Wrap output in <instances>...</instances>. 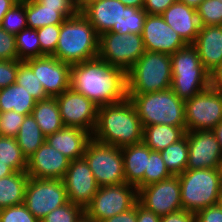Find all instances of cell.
<instances>
[{
    "instance_id": "obj_1",
    "label": "cell",
    "mask_w": 222,
    "mask_h": 222,
    "mask_svg": "<svg viewBox=\"0 0 222 222\" xmlns=\"http://www.w3.org/2000/svg\"><path fill=\"white\" fill-rule=\"evenodd\" d=\"M71 88L98 107L115 104L127 98L126 73L95 57L71 65Z\"/></svg>"
},
{
    "instance_id": "obj_2",
    "label": "cell",
    "mask_w": 222,
    "mask_h": 222,
    "mask_svg": "<svg viewBox=\"0 0 222 222\" xmlns=\"http://www.w3.org/2000/svg\"><path fill=\"white\" fill-rule=\"evenodd\" d=\"M92 138L120 148L143 141V126L129 98L98 107Z\"/></svg>"
},
{
    "instance_id": "obj_3",
    "label": "cell",
    "mask_w": 222,
    "mask_h": 222,
    "mask_svg": "<svg viewBox=\"0 0 222 222\" xmlns=\"http://www.w3.org/2000/svg\"><path fill=\"white\" fill-rule=\"evenodd\" d=\"M99 35L79 10L60 24L55 54L59 61L74 65L98 57Z\"/></svg>"
},
{
    "instance_id": "obj_4",
    "label": "cell",
    "mask_w": 222,
    "mask_h": 222,
    "mask_svg": "<svg viewBox=\"0 0 222 222\" xmlns=\"http://www.w3.org/2000/svg\"><path fill=\"white\" fill-rule=\"evenodd\" d=\"M135 107L142 126L163 124L186 127L185 101L169 88L147 94H127Z\"/></svg>"
},
{
    "instance_id": "obj_5",
    "label": "cell",
    "mask_w": 222,
    "mask_h": 222,
    "mask_svg": "<svg viewBox=\"0 0 222 222\" xmlns=\"http://www.w3.org/2000/svg\"><path fill=\"white\" fill-rule=\"evenodd\" d=\"M127 94H147L171 88V55L145 50L126 73Z\"/></svg>"
},
{
    "instance_id": "obj_6",
    "label": "cell",
    "mask_w": 222,
    "mask_h": 222,
    "mask_svg": "<svg viewBox=\"0 0 222 222\" xmlns=\"http://www.w3.org/2000/svg\"><path fill=\"white\" fill-rule=\"evenodd\" d=\"M171 89L188 100L210 87V73L204 68L196 48L188 44L171 55Z\"/></svg>"
},
{
    "instance_id": "obj_7",
    "label": "cell",
    "mask_w": 222,
    "mask_h": 222,
    "mask_svg": "<svg viewBox=\"0 0 222 222\" xmlns=\"http://www.w3.org/2000/svg\"><path fill=\"white\" fill-rule=\"evenodd\" d=\"M182 208L197 213L217 204L222 184V168L185 170L178 175Z\"/></svg>"
},
{
    "instance_id": "obj_8",
    "label": "cell",
    "mask_w": 222,
    "mask_h": 222,
    "mask_svg": "<svg viewBox=\"0 0 222 222\" xmlns=\"http://www.w3.org/2000/svg\"><path fill=\"white\" fill-rule=\"evenodd\" d=\"M83 157L100 187L126 183L120 147L106 145L92 138Z\"/></svg>"
},
{
    "instance_id": "obj_9",
    "label": "cell",
    "mask_w": 222,
    "mask_h": 222,
    "mask_svg": "<svg viewBox=\"0 0 222 222\" xmlns=\"http://www.w3.org/2000/svg\"><path fill=\"white\" fill-rule=\"evenodd\" d=\"M138 202V190L135 186L123 183L101 186L84 212L97 222L126 212Z\"/></svg>"
},
{
    "instance_id": "obj_10",
    "label": "cell",
    "mask_w": 222,
    "mask_h": 222,
    "mask_svg": "<svg viewBox=\"0 0 222 222\" xmlns=\"http://www.w3.org/2000/svg\"><path fill=\"white\" fill-rule=\"evenodd\" d=\"M145 52L142 35L106 32L99 36L98 57L127 73Z\"/></svg>"
},
{
    "instance_id": "obj_11",
    "label": "cell",
    "mask_w": 222,
    "mask_h": 222,
    "mask_svg": "<svg viewBox=\"0 0 222 222\" xmlns=\"http://www.w3.org/2000/svg\"><path fill=\"white\" fill-rule=\"evenodd\" d=\"M67 202L69 200L62 179L29 177L23 204L39 221Z\"/></svg>"
},
{
    "instance_id": "obj_12",
    "label": "cell",
    "mask_w": 222,
    "mask_h": 222,
    "mask_svg": "<svg viewBox=\"0 0 222 222\" xmlns=\"http://www.w3.org/2000/svg\"><path fill=\"white\" fill-rule=\"evenodd\" d=\"M222 121V92L210 87L185 100L186 131L213 130Z\"/></svg>"
},
{
    "instance_id": "obj_13",
    "label": "cell",
    "mask_w": 222,
    "mask_h": 222,
    "mask_svg": "<svg viewBox=\"0 0 222 222\" xmlns=\"http://www.w3.org/2000/svg\"><path fill=\"white\" fill-rule=\"evenodd\" d=\"M178 176H171L138 190V202L159 216L183 209Z\"/></svg>"
},
{
    "instance_id": "obj_14",
    "label": "cell",
    "mask_w": 222,
    "mask_h": 222,
    "mask_svg": "<svg viewBox=\"0 0 222 222\" xmlns=\"http://www.w3.org/2000/svg\"><path fill=\"white\" fill-rule=\"evenodd\" d=\"M55 98L64 126L87 130L93 134L97 124V105L72 88Z\"/></svg>"
},
{
    "instance_id": "obj_15",
    "label": "cell",
    "mask_w": 222,
    "mask_h": 222,
    "mask_svg": "<svg viewBox=\"0 0 222 222\" xmlns=\"http://www.w3.org/2000/svg\"><path fill=\"white\" fill-rule=\"evenodd\" d=\"M24 62L32 69L48 97H57L71 88L70 64L47 55Z\"/></svg>"
},
{
    "instance_id": "obj_16",
    "label": "cell",
    "mask_w": 222,
    "mask_h": 222,
    "mask_svg": "<svg viewBox=\"0 0 222 222\" xmlns=\"http://www.w3.org/2000/svg\"><path fill=\"white\" fill-rule=\"evenodd\" d=\"M186 170L222 168V149L213 130L186 131Z\"/></svg>"
},
{
    "instance_id": "obj_17",
    "label": "cell",
    "mask_w": 222,
    "mask_h": 222,
    "mask_svg": "<svg viewBox=\"0 0 222 222\" xmlns=\"http://www.w3.org/2000/svg\"><path fill=\"white\" fill-rule=\"evenodd\" d=\"M62 180L69 202L83 208L91 202L100 187L84 157L70 161Z\"/></svg>"
},
{
    "instance_id": "obj_18",
    "label": "cell",
    "mask_w": 222,
    "mask_h": 222,
    "mask_svg": "<svg viewBox=\"0 0 222 222\" xmlns=\"http://www.w3.org/2000/svg\"><path fill=\"white\" fill-rule=\"evenodd\" d=\"M141 35L145 50L151 52L172 55L188 45L158 14H147Z\"/></svg>"
},
{
    "instance_id": "obj_19",
    "label": "cell",
    "mask_w": 222,
    "mask_h": 222,
    "mask_svg": "<svg viewBox=\"0 0 222 222\" xmlns=\"http://www.w3.org/2000/svg\"><path fill=\"white\" fill-rule=\"evenodd\" d=\"M70 159L46 141L27 159V174L38 179H63Z\"/></svg>"
},
{
    "instance_id": "obj_20",
    "label": "cell",
    "mask_w": 222,
    "mask_h": 222,
    "mask_svg": "<svg viewBox=\"0 0 222 222\" xmlns=\"http://www.w3.org/2000/svg\"><path fill=\"white\" fill-rule=\"evenodd\" d=\"M126 7L120 0H91L80 11L100 36L109 31L119 33L122 8Z\"/></svg>"
},
{
    "instance_id": "obj_21",
    "label": "cell",
    "mask_w": 222,
    "mask_h": 222,
    "mask_svg": "<svg viewBox=\"0 0 222 222\" xmlns=\"http://www.w3.org/2000/svg\"><path fill=\"white\" fill-rule=\"evenodd\" d=\"M165 22L177 32L187 44H193L200 30V23L195 8L178 0L162 14Z\"/></svg>"
},
{
    "instance_id": "obj_22",
    "label": "cell",
    "mask_w": 222,
    "mask_h": 222,
    "mask_svg": "<svg viewBox=\"0 0 222 222\" xmlns=\"http://www.w3.org/2000/svg\"><path fill=\"white\" fill-rule=\"evenodd\" d=\"M192 45L210 73L222 62V25L201 26Z\"/></svg>"
},
{
    "instance_id": "obj_23",
    "label": "cell",
    "mask_w": 222,
    "mask_h": 222,
    "mask_svg": "<svg viewBox=\"0 0 222 222\" xmlns=\"http://www.w3.org/2000/svg\"><path fill=\"white\" fill-rule=\"evenodd\" d=\"M92 134L87 130L64 126L54 134L46 136V142L70 160L82 158Z\"/></svg>"
},
{
    "instance_id": "obj_24",
    "label": "cell",
    "mask_w": 222,
    "mask_h": 222,
    "mask_svg": "<svg viewBox=\"0 0 222 222\" xmlns=\"http://www.w3.org/2000/svg\"><path fill=\"white\" fill-rule=\"evenodd\" d=\"M126 183L139 190L144 187V172L150 156V148L143 142L121 148Z\"/></svg>"
},
{
    "instance_id": "obj_25",
    "label": "cell",
    "mask_w": 222,
    "mask_h": 222,
    "mask_svg": "<svg viewBox=\"0 0 222 222\" xmlns=\"http://www.w3.org/2000/svg\"><path fill=\"white\" fill-rule=\"evenodd\" d=\"M186 134V127L155 124L143 127V143L152 151H162L178 142Z\"/></svg>"
},
{
    "instance_id": "obj_26",
    "label": "cell",
    "mask_w": 222,
    "mask_h": 222,
    "mask_svg": "<svg viewBox=\"0 0 222 222\" xmlns=\"http://www.w3.org/2000/svg\"><path fill=\"white\" fill-rule=\"evenodd\" d=\"M36 102L25 87L16 83L0 89V112L15 111L28 116L31 115Z\"/></svg>"
},
{
    "instance_id": "obj_27",
    "label": "cell",
    "mask_w": 222,
    "mask_h": 222,
    "mask_svg": "<svg viewBox=\"0 0 222 222\" xmlns=\"http://www.w3.org/2000/svg\"><path fill=\"white\" fill-rule=\"evenodd\" d=\"M31 115L45 136L54 134L64 127L55 97L37 101Z\"/></svg>"
},
{
    "instance_id": "obj_28",
    "label": "cell",
    "mask_w": 222,
    "mask_h": 222,
    "mask_svg": "<svg viewBox=\"0 0 222 222\" xmlns=\"http://www.w3.org/2000/svg\"><path fill=\"white\" fill-rule=\"evenodd\" d=\"M29 176L26 171L0 178V209L24 203Z\"/></svg>"
},
{
    "instance_id": "obj_29",
    "label": "cell",
    "mask_w": 222,
    "mask_h": 222,
    "mask_svg": "<svg viewBox=\"0 0 222 222\" xmlns=\"http://www.w3.org/2000/svg\"><path fill=\"white\" fill-rule=\"evenodd\" d=\"M28 28L39 29L47 25L62 24L67 18L59 8L44 7L37 0H26Z\"/></svg>"
},
{
    "instance_id": "obj_30",
    "label": "cell",
    "mask_w": 222,
    "mask_h": 222,
    "mask_svg": "<svg viewBox=\"0 0 222 222\" xmlns=\"http://www.w3.org/2000/svg\"><path fill=\"white\" fill-rule=\"evenodd\" d=\"M16 140L23 155L28 159L45 142L46 136L32 115H28L20 126Z\"/></svg>"
},
{
    "instance_id": "obj_31",
    "label": "cell",
    "mask_w": 222,
    "mask_h": 222,
    "mask_svg": "<svg viewBox=\"0 0 222 222\" xmlns=\"http://www.w3.org/2000/svg\"><path fill=\"white\" fill-rule=\"evenodd\" d=\"M162 159L169 173L172 176H178L187 168L188 162V140L187 135L178 142L170 144L164 150L160 151Z\"/></svg>"
},
{
    "instance_id": "obj_32",
    "label": "cell",
    "mask_w": 222,
    "mask_h": 222,
    "mask_svg": "<svg viewBox=\"0 0 222 222\" xmlns=\"http://www.w3.org/2000/svg\"><path fill=\"white\" fill-rule=\"evenodd\" d=\"M0 162L7 164L15 172L27 170V158L18 146L16 138L0 136Z\"/></svg>"
},
{
    "instance_id": "obj_33",
    "label": "cell",
    "mask_w": 222,
    "mask_h": 222,
    "mask_svg": "<svg viewBox=\"0 0 222 222\" xmlns=\"http://www.w3.org/2000/svg\"><path fill=\"white\" fill-rule=\"evenodd\" d=\"M15 36L19 61L45 56L41 51L37 30L26 28Z\"/></svg>"
},
{
    "instance_id": "obj_34",
    "label": "cell",
    "mask_w": 222,
    "mask_h": 222,
    "mask_svg": "<svg viewBox=\"0 0 222 222\" xmlns=\"http://www.w3.org/2000/svg\"><path fill=\"white\" fill-rule=\"evenodd\" d=\"M16 84L25 87V89L36 101H41L48 98L44 87L34 75L32 69L24 61H19Z\"/></svg>"
},
{
    "instance_id": "obj_35",
    "label": "cell",
    "mask_w": 222,
    "mask_h": 222,
    "mask_svg": "<svg viewBox=\"0 0 222 222\" xmlns=\"http://www.w3.org/2000/svg\"><path fill=\"white\" fill-rule=\"evenodd\" d=\"M1 27L10 34L17 35L28 28L26 19V0H18L3 17Z\"/></svg>"
},
{
    "instance_id": "obj_36",
    "label": "cell",
    "mask_w": 222,
    "mask_h": 222,
    "mask_svg": "<svg viewBox=\"0 0 222 222\" xmlns=\"http://www.w3.org/2000/svg\"><path fill=\"white\" fill-rule=\"evenodd\" d=\"M147 12L144 9L127 6L122 8L120 34H139L143 32V25Z\"/></svg>"
},
{
    "instance_id": "obj_37",
    "label": "cell",
    "mask_w": 222,
    "mask_h": 222,
    "mask_svg": "<svg viewBox=\"0 0 222 222\" xmlns=\"http://www.w3.org/2000/svg\"><path fill=\"white\" fill-rule=\"evenodd\" d=\"M160 152L150 149L147 168L144 172V186L170 178Z\"/></svg>"
},
{
    "instance_id": "obj_38",
    "label": "cell",
    "mask_w": 222,
    "mask_h": 222,
    "mask_svg": "<svg viewBox=\"0 0 222 222\" xmlns=\"http://www.w3.org/2000/svg\"><path fill=\"white\" fill-rule=\"evenodd\" d=\"M196 11L200 26L222 25V1L204 0Z\"/></svg>"
},
{
    "instance_id": "obj_39",
    "label": "cell",
    "mask_w": 222,
    "mask_h": 222,
    "mask_svg": "<svg viewBox=\"0 0 222 222\" xmlns=\"http://www.w3.org/2000/svg\"><path fill=\"white\" fill-rule=\"evenodd\" d=\"M83 213L84 208L81 205L67 202L47 214L40 222H77Z\"/></svg>"
},
{
    "instance_id": "obj_40",
    "label": "cell",
    "mask_w": 222,
    "mask_h": 222,
    "mask_svg": "<svg viewBox=\"0 0 222 222\" xmlns=\"http://www.w3.org/2000/svg\"><path fill=\"white\" fill-rule=\"evenodd\" d=\"M60 24L47 25L37 29L41 51L44 55L53 56L57 48Z\"/></svg>"
},
{
    "instance_id": "obj_41",
    "label": "cell",
    "mask_w": 222,
    "mask_h": 222,
    "mask_svg": "<svg viewBox=\"0 0 222 222\" xmlns=\"http://www.w3.org/2000/svg\"><path fill=\"white\" fill-rule=\"evenodd\" d=\"M24 118L15 111L0 112V136L16 138Z\"/></svg>"
},
{
    "instance_id": "obj_42",
    "label": "cell",
    "mask_w": 222,
    "mask_h": 222,
    "mask_svg": "<svg viewBox=\"0 0 222 222\" xmlns=\"http://www.w3.org/2000/svg\"><path fill=\"white\" fill-rule=\"evenodd\" d=\"M0 222H40L24 204L0 209Z\"/></svg>"
},
{
    "instance_id": "obj_43",
    "label": "cell",
    "mask_w": 222,
    "mask_h": 222,
    "mask_svg": "<svg viewBox=\"0 0 222 222\" xmlns=\"http://www.w3.org/2000/svg\"><path fill=\"white\" fill-rule=\"evenodd\" d=\"M18 59L16 36L5 31L0 25V60Z\"/></svg>"
},
{
    "instance_id": "obj_44",
    "label": "cell",
    "mask_w": 222,
    "mask_h": 222,
    "mask_svg": "<svg viewBox=\"0 0 222 222\" xmlns=\"http://www.w3.org/2000/svg\"><path fill=\"white\" fill-rule=\"evenodd\" d=\"M19 60H0V89L16 83Z\"/></svg>"
},
{
    "instance_id": "obj_45",
    "label": "cell",
    "mask_w": 222,
    "mask_h": 222,
    "mask_svg": "<svg viewBox=\"0 0 222 222\" xmlns=\"http://www.w3.org/2000/svg\"><path fill=\"white\" fill-rule=\"evenodd\" d=\"M44 7L59 8V11L66 17H73L79 9L71 0H37Z\"/></svg>"
},
{
    "instance_id": "obj_46",
    "label": "cell",
    "mask_w": 222,
    "mask_h": 222,
    "mask_svg": "<svg viewBox=\"0 0 222 222\" xmlns=\"http://www.w3.org/2000/svg\"><path fill=\"white\" fill-rule=\"evenodd\" d=\"M195 222H222V208L218 204L203 208L195 214Z\"/></svg>"
},
{
    "instance_id": "obj_47",
    "label": "cell",
    "mask_w": 222,
    "mask_h": 222,
    "mask_svg": "<svg viewBox=\"0 0 222 222\" xmlns=\"http://www.w3.org/2000/svg\"><path fill=\"white\" fill-rule=\"evenodd\" d=\"M177 0H145L143 9L147 14L161 15L169 6Z\"/></svg>"
},
{
    "instance_id": "obj_48",
    "label": "cell",
    "mask_w": 222,
    "mask_h": 222,
    "mask_svg": "<svg viewBox=\"0 0 222 222\" xmlns=\"http://www.w3.org/2000/svg\"><path fill=\"white\" fill-rule=\"evenodd\" d=\"M160 222H195V213L181 209L161 216Z\"/></svg>"
},
{
    "instance_id": "obj_49",
    "label": "cell",
    "mask_w": 222,
    "mask_h": 222,
    "mask_svg": "<svg viewBox=\"0 0 222 222\" xmlns=\"http://www.w3.org/2000/svg\"><path fill=\"white\" fill-rule=\"evenodd\" d=\"M100 222H137V203L126 212L112 216Z\"/></svg>"
},
{
    "instance_id": "obj_50",
    "label": "cell",
    "mask_w": 222,
    "mask_h": 222,
    "mask_svg": "<svg viewBox=\"0 0 222 222\" xmlns=\"http://www.w3.org/2000/svg\"><path fill=\"white\" fill-rule=\"evenodd\" d=\"M160 218L161 216L146 209L139 202H137V222H160Z\"/></svg>"
},
{
    "instance_id": "obj_51",
    "label": "cell",
    "mask_w": 222,
    "mask_h": 222,
    "mask_svg": "<svg viewBox=\"0 0 222 222\" xmlns=\"http://www.w3.org/2000/svg\"><path fill=\"white\" fill-rule=\"evenodd\" d=\"M210 88L222 92V62L210 72Z\"/></svg>"
},
{
    "instance_id": "obj_52",
    "label": "cell",
    "mask_w": 222,
    "mask_h": 222,
    "mask_svg": "<svg viewBox=\"0 0 222 222\" xmlns=\"http://www.w3.org/2000/svg\"><path fill=\"white\" fill-rule=\"evenodd\" d=\"M18 0H0V25L5 14L12 8Z\"/></svg>"
},
{
    "instance_id": "obj_53",
    "label": "cell",
    "mask_w": 222,
    "mask_h": 222,
    "mask_svg": "<svg viewBox=\"0 0 222 222\" xmlns=\"http://www.w3.org/2000/svg\"><path fill=\"white\" fill-rule=\"evenodd\" d=\"M125 6L143 9L145 0H120Z\"/></svg>"
},
{
    "instance_id": "obj_54",
    "label": "cell",
    "mask_w": 222,
    "mask_h": 222,
    "mask_svg": "<svg viewBox=\"0 0 222 222\" xmlns=\"http://www.w3.org/2000/svg\"><path fill=\"white\" fill-rule=\"evenodd\" d=\"M15 173V171L5 163L0 162V178L11 175Z\"/></svg>"
},
{
    "instance_id": "obj_55",
    "label": "cell",
    "mask_w": 222,
    "mask_h": 222,
    "mask_svg": "<svg viewBox=\"0 0 222 222\" xmlns=\"http://www.w3.org/2000/svg\"><path fill=\"white\" fill-rule=\"evenodd\" d=\"M213 131L222 149V121L213 129Z\"/></svg>"
},
{
    "instance_id": "obj_56",
    "label": "cell",
    "mask_w": 222,
    "mask_h": 222,
    "mask_svg": "<svg viewBox=\"0 0 222 222\" xmlns=\"http://www.w3.org/2000/svg\"><path fill=\"white\" fill-rule=\"evenodd\" d=\"M178 1L196 9L204 0H178Z\"/></svg>"
},
{
    "instance_id": "obj_57",
    "label": "cell",
    "mask_w": 222,
    "mask_h": 222,
    "mask_svg": "<svg viewBox=\"0 0 222 222\" xmlns=\"http://www.w3.org/2000/svg\"><path fill=\"white\" fill-rule=\"evenodd\" d=\"M77 222H97L95 219L89 217L85 212L82 216L77 220Z\"/></svg>"
},
{
    "instance_id": "obj_58",
    "label": "cell",
    "mask_w": 222,
    "mask_h": 222,
    "mask_svg": "<svg viewBox=\"0 0 222 222\" xmlns=\"http://www.w3.org/2000/svg\"><path fill=\"white\" fill-rule=\"evenodd\" d=\"M217 204L222 208V184L218 195V201Z\"/></svg>"
},
{
    "instance_id": "obj_59",
    "label": "cell",
    "mask_w": 222,
    "mask_h": 222,
    "mask_svg": "<svg viewBox=\"0 0 222 222\" xmlns=\"http://www.w3.org/2000/svg\"><path fill=\"white\" fill-rule=\"evenodd\" d=\"M89 1L91 0H80V3L78 4V9L80 10Z\"/></svg>"
},
{
    "instance_id": "obj_60",
    "label": "cell",
    "mask_w": 222,
    "mask_h": 222,
    "mask_svg": "<svg viewBox=\"0 0 222 222\" xmlns=\"http://www.w3.org/2000/svg\"><path fill=\"white\" fill-rule=\"evenodd\" d=\"M78 8V4L80 3V0H71Z\"/></svg>"
}]
</instances>
